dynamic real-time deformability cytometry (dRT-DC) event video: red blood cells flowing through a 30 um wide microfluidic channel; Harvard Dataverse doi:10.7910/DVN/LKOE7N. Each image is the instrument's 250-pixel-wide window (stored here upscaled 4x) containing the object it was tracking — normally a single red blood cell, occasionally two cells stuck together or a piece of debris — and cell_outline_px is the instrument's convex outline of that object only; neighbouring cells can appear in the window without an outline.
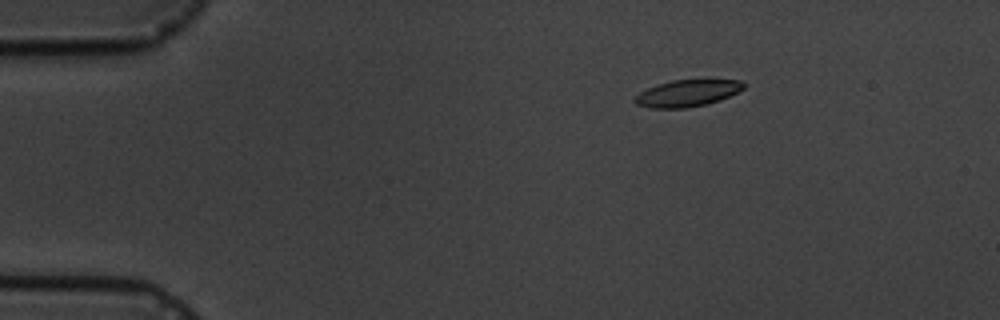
{"species": "common noctule bat (a hibernating species)", "species_latin": "Nyctalus noctula", "temperature_condition": "cold", "stored_images_in_passage": 6, "camera_frame_rate_fps": 3000, "um_per_image_px": 0.085, "animal": {"sex": "male", "body_mass_g": 19.5, "forearm_length_mm": 54.6}, "frame": {"image": 1, "passage_image": 3, "time_ms": 2.333, "image_size_px": [1000, 320], "cell_outline_px": [[744, 88], [720, 100], [708, 104], [688, 108], [652, 108], [636, 104], [632, 100], [640, 92], [656, 84], [672, 80], [704, 76], [740, 80], [744, 84]], "centroid_in_image_um": [58.47, 7.86], "position_along_channel_um": 26.5, "area_um2": 17.86}}
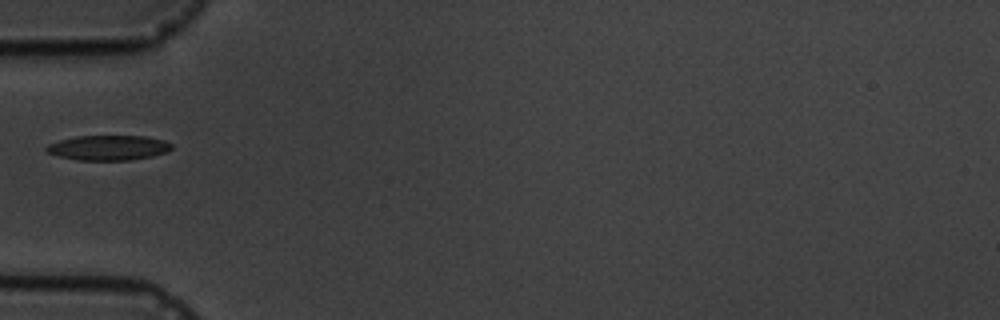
{"frame": {"image": 2, "passage_image": 6, "time_ms": 5.667, "image_size_px": [1000, 320], "cell_outline_px": [[172, 148], [168, 152], [152, 156], [132, 160], [76, 160], [60, 156], [48, 152], [44, 148], [48, 144], [60, 140], [76, 136], [148, 136], [164, 140], [172, 144]], "centroid_in_image_um": [9.25, 12.55], "position_along_channel_um": 75.8, "area_um2": 18.26}}